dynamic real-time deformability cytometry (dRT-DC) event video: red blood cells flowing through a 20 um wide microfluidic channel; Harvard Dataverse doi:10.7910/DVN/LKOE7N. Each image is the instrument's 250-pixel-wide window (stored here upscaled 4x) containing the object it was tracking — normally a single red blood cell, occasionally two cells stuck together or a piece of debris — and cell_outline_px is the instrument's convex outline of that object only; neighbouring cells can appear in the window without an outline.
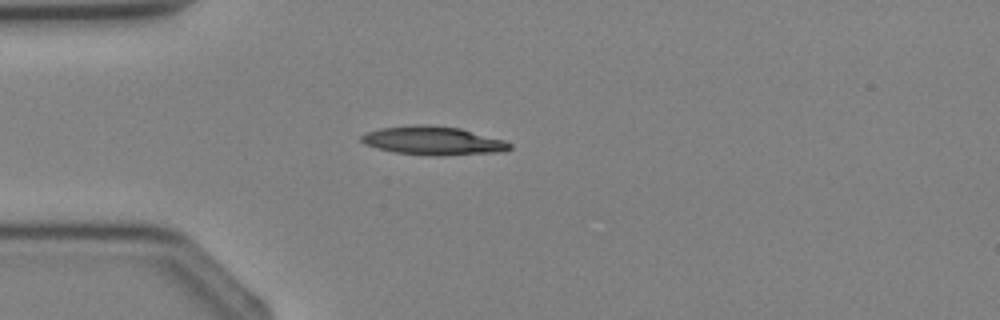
{"species": "Egyptian fruit bat (a non-hibernating species)", "species_latin": "Rousettus aegyptiacus", "temperature_condition": "cold", "stored_images_in_passage": 1, "camera_frame_rate_fps": 3000, "um_per_image_px": 0.085, "animal": {"sex": "female"}, "frame": {"image": 1, "passage_image": 1, "time_ms": 0.0, "image_size_px": [1000, 320], "cell_outline_px": [[512, 148], [504, 152], [440, 156], [396, 152], [376, 148], [364, 144], [360, 140], [360, 136], [368, 132], [380, 128], [416, 124], [428, 124], [460, 128], [504, 140], [512, 144]], "centroid_in_image_um": [36.84, 11.96], "position_along_channel_um": 48.2, "area_um2": 24.8}}